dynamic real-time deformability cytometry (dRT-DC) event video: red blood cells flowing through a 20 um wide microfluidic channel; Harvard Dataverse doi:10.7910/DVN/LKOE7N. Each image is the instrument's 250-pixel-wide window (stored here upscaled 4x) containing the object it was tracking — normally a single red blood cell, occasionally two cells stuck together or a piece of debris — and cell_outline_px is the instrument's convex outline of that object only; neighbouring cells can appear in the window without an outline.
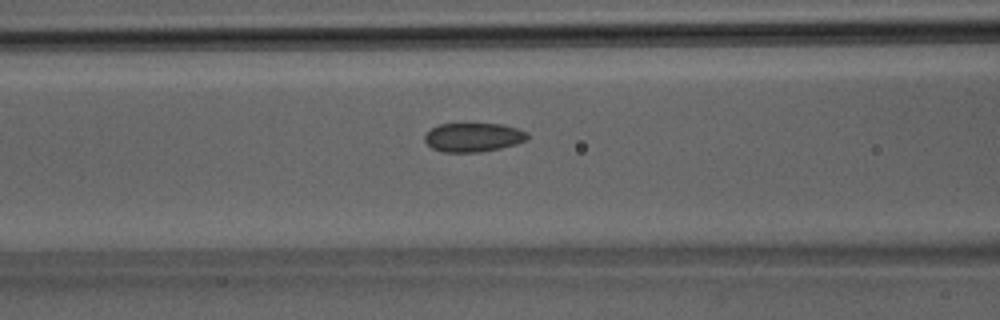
{"species": "Egyptian fruit bat (a non-hibernating species)", "species_latin": "Rousettus aegyptiacus", "temperature_condition": "room temperature", "stored_images_in_passage": 31, "segment_of_instrument_passage": [1, 2], "camera_frame_rate_fps": 3000, "um_per_image_px": 0.085, "animal": {"sex": "male"}, "frame": {"image": 1, "passage_image": 7, "time_ms": 2.0, "image_size_px": [1000, 320], "cell_outline_px": [[528, 140], [516, 144], [500, 148], [480, 152], [444, 152], [432, 148], [424, 140], [424, 136], [432, 128], [440, 124], [504, 124], [528, 132]], "centroid_in_image_um": [40.25, 11.67], "position_along_channel_um": 126.3, "area_um2": 17.28}}
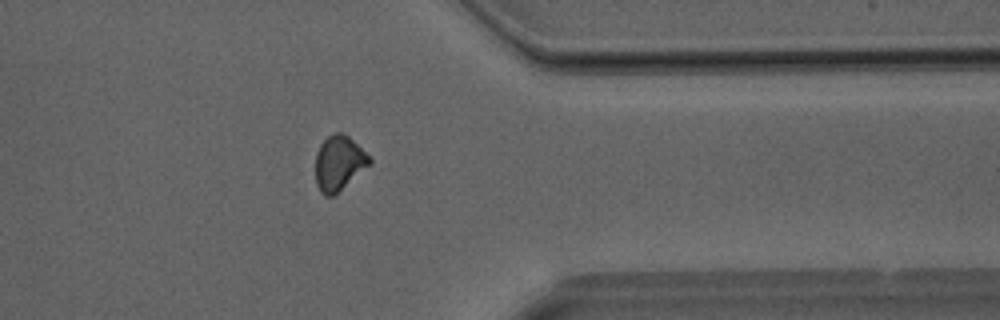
{"frame": {"image": 2, "passage_image": 22, "time_ms": 7.0, "image_size_px": [1000, 320], "cell_outline_px": [[372, 164], [332, 196], [324, 196], [320, 192], [316, 184], [316, 152], [320, 144], [332, 132], [340, 132], [348, 136], [372, 160]], "centroid_in_image_um": [28.79, 13.86], "position_along_channel_um": 382.6, "area_um2": 17.11}}
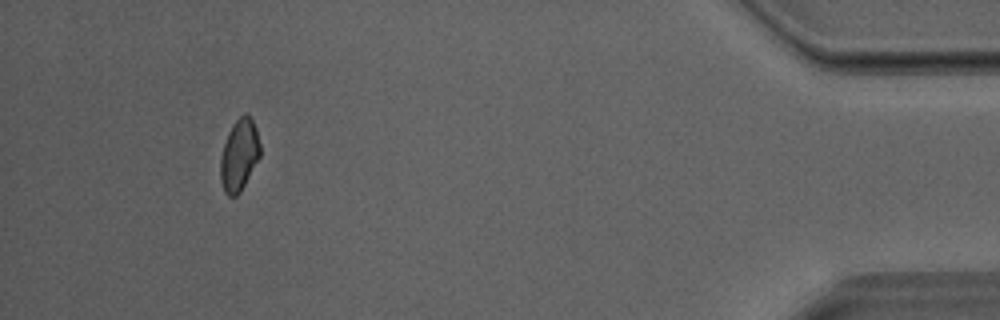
{"frame": {"image": 3, "passage_image": 27, "time_ms": 8.667, "image_size_px": [1000, 320], "cell_outline_px": [[260, 156], [240, 192], [236, 196], [228, 196], [224, 192], [220, 180], [220, 156], [228, 132], [232, 124], [244, 112], [252, 120], [256, 128], [260, 144]], "centroid_in_image_um": [20.31, 13.18], "position_along_channel_um": 414.9, "area_um2": 16.59}}